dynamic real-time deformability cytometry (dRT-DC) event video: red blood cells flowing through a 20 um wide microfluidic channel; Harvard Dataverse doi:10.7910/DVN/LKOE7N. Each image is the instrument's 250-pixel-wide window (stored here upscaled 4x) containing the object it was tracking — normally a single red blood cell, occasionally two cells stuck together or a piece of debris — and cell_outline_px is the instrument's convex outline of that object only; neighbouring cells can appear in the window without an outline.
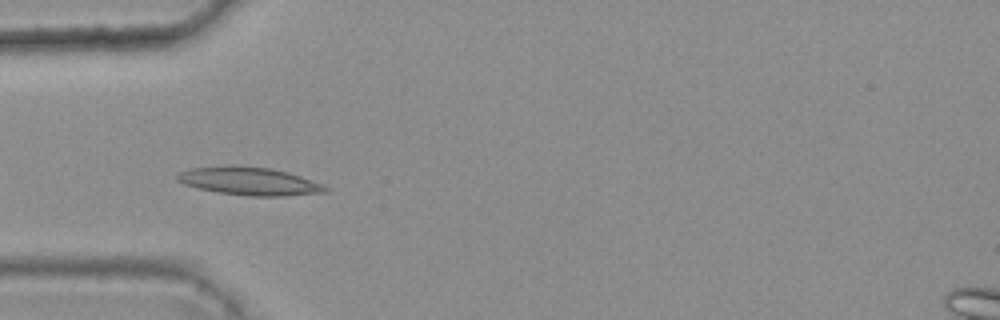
{"species": "common noctule bat (a hibernating species)", "species_latin": "Nyctalus noctula", "temperature_condition": "warm", "stored_images_in_passage": 4, "camera_frame_rate_fps": 3000, "um_per_image_px": 0.085, "animal": {"sex": "female", "body_mass_g": 25.1}, "frame": {"image": 1, "passage_image": 3, "time_ms": 0.667, "image_size_px": [1000, 320], "cell_outline_px": [[328, 192], [284, 196], [248, 196], [216, 192], [184, 184], [176, 180], [176, 176], [180, 172], [192, 168], [232, 164], [268, 168], [288, 172], [324, 184], [328, 188]], "centroid_in_image_um": [21.2, 15.39], "position_along_channel_um": 63.8, "area_um2": 24.33}}
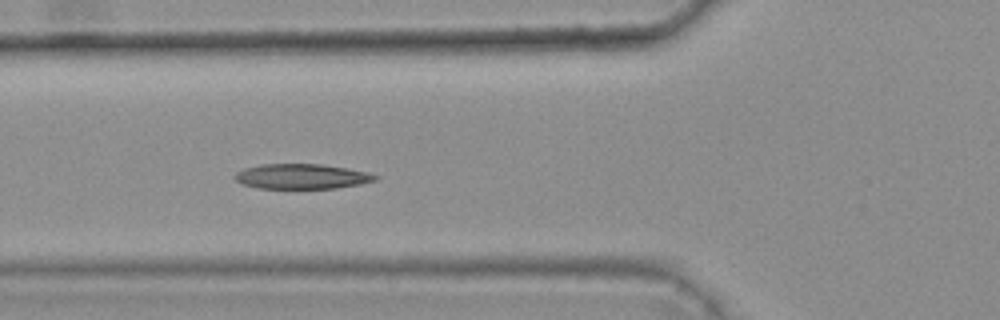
{"frame": {"image": 2, "passage_image": 4, "time_ms": 1.0, "image_size_px": [1000, 320], "cell_outline_px": [[380, 176], [376, 180], [360, 184], [336, 188], [260, 188], [240, 184], [232, 176], [236, 172], [244, 168], [260, 164], [320, 164], [368, 172]], "centroid_in_image_um": [25.61, 14.99], "position_along_channel_um": 100.2, "area_um2": 20.46}}